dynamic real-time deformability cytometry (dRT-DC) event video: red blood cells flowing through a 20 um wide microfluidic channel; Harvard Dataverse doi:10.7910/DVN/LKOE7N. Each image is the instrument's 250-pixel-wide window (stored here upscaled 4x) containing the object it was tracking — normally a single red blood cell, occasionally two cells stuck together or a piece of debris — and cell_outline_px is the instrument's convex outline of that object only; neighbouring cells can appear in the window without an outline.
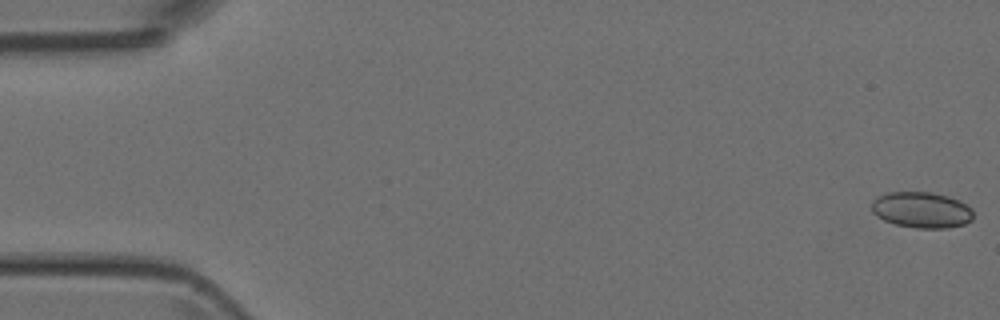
{"species": "Egyptian fruit bat (a non-hibernating species)", "species_latin": "Rousettus aegyptiacus", "temperature_condition": "room temperature", "stored_images_in_passage": 53, "segment_of_instrument_passage": [1, 2], "camera_frame_rate_fps": 3000, "um_per_image_px": 0.085, "animal": {"sex": "female"}, "frame": {"image": 1, "passage_image": 1, "time_ms": 0.0, "image_size_px": [1000, 320], "cell_outline_px": [[972, 220], [964, 224], [948, 228], [916, 228], [896, 224], [884, 220], [876, 216], [872, 212], [872, 200], [876, 196], [888, 192], [932, 192], [948, 196], [960, 200], [972, 208]], "centroid_in_image_um": [78.33, 17.83], "position_along_channel_um": 6.7, "area_um2": 21.5}}
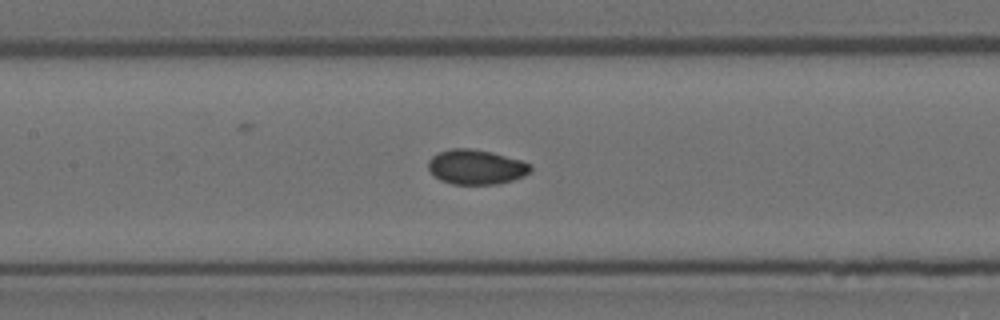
{"frame": {"image": 2, "passage_image": 24, "time_ms": 7.667, "image_size_px": [1000, 320], "cell_outline_px": [[532, 168], [524, 176], [512, 180], [496, 184], [452, 184], [440, 180], [428, 168], [428, 160], [432, 156], [440, 152], [452, 148], [468, 148], [492, 152], [520, 160], [532, 164]], "centroid_in_image_um": [40.47, 14.19], "position_along_channel_um": 166.9, "area_um2": 20.58}}
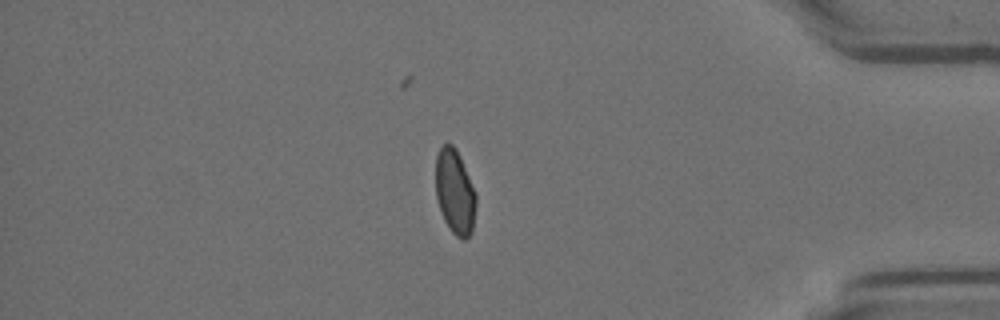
{"frame": {"image": 3, "passage_image": 44, "time_ms": 14.333, "image_size_px": [1000, 320], "cell_outline_px": [[476, 204], [472, 232], [464, 240], [460, 240], [452, 232], [444, 220], [436, 196], [436, 156], [440, 148], [444, 144], [452, 144], [456, 148], [460, 156], [476, 192]], "centroid_in_image_um": [38.68, 16.32], "position_along_channel_um": 396.5, "area_um2": 19.94}}